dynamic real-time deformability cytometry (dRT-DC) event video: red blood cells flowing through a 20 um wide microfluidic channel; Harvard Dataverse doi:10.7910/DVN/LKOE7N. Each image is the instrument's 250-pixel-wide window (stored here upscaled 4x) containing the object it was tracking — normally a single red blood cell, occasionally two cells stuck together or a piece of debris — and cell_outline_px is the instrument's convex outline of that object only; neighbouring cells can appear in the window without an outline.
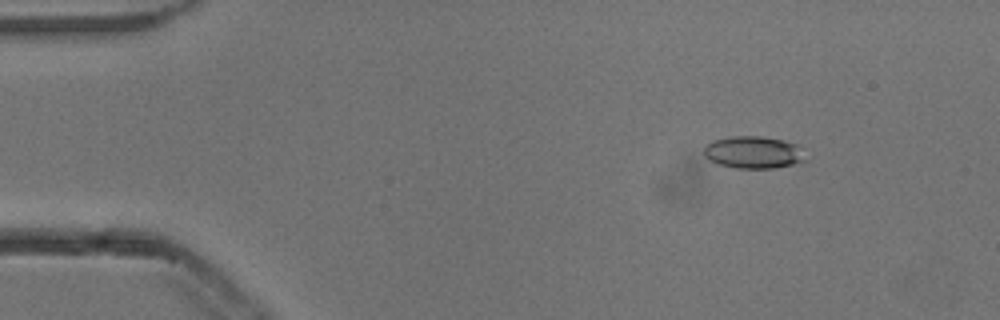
{"species": "common noctule bat (a hibernating species)", "species_latin": "Nyctalus noctula", "temperature_condition": "cold", "stored_images_in_passage": 53, "camera_frame_rate_fps": 3000, "um_per_image_px": 0.085, "animal": {"sex": "male", "body_mass_g": 13.3}, "frame": {"image": 1, "passage_image": 7, "time_ms": 2.0, "image_size_px": [1000, 320], "cell_outline_px": [[808, 160], [792, 164], [772, 168], [736, 168], [720, 164], [708, 160], [704, 156], [704, 144], [712, 140], [732, 136], [760, 136], [784, 140], [796, 144]], "centroid_in_image_um": [64.0, 12.94], "position_along_channel_um": 21.0, "area_um2": 19.13}}
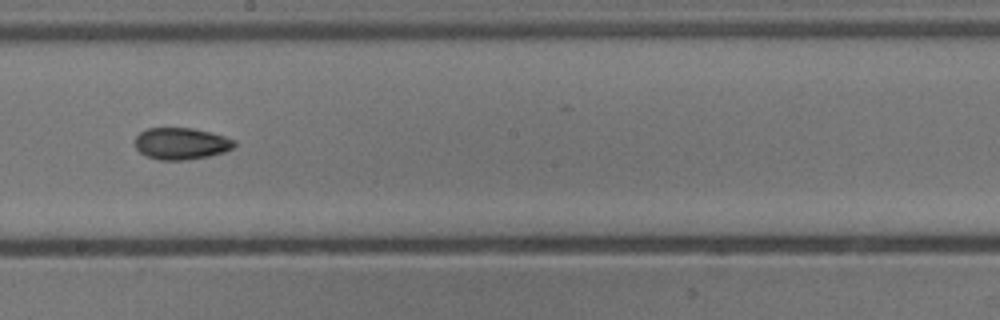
{"frame": {"image": 2, "passage_image": 30, "time_ms": 9.667, "image_size_px": [1000, 320], "cell_outline_px": [[236, 144], [232, 148], [224, 152], [208, 156], [188, 160], [160, 160], [148, 156], [140, 152], [136, 148], [136, 136], [140, 132], [148, 128], [192, 128], [224, 136], [236, 140]], "centroid_in_image_um": [15.41, 12.2], "position_along_channel_um": 232.8, "area_um2": 18.26}}
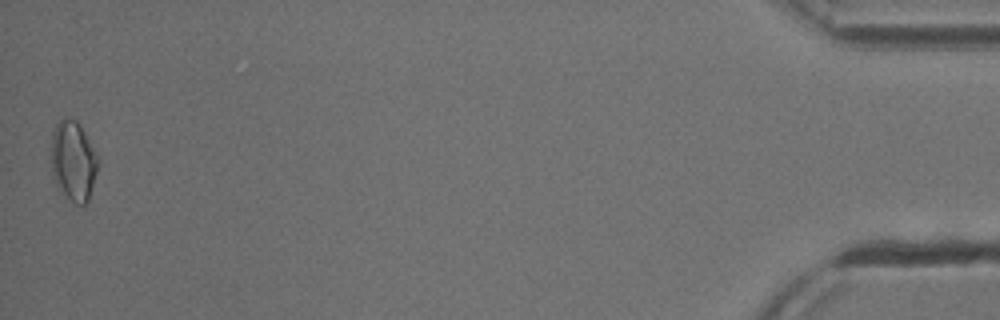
{"frame": {"image": 3, "passage_image": 53, "time_ms": 17.333, "image_size_px": [1000, 320], "cell_outline_px": [[100, 160], [88, 200], [84, 204], [76, 204], [60, 192], [52, 176], [52, 132], [56, 124], [64, 116], [76, 120], [80, 124]], "centroid_in_image_um": [6.23, 13.66], "position_along_channel_um": 429.0, "area_um2": 21.85}, "authors_computed_cell_mechanics": {"area_um2": 18.6116, "velocity_mm_per_s": 3.8519, "shape_relaxation_time_tau1_ms": 11.1818, "shape_relaxation_time_tau2_ms": 5.2004, "deformation_change_tau1": 0.2017, "deformation_change_tau2": 0.1008}}